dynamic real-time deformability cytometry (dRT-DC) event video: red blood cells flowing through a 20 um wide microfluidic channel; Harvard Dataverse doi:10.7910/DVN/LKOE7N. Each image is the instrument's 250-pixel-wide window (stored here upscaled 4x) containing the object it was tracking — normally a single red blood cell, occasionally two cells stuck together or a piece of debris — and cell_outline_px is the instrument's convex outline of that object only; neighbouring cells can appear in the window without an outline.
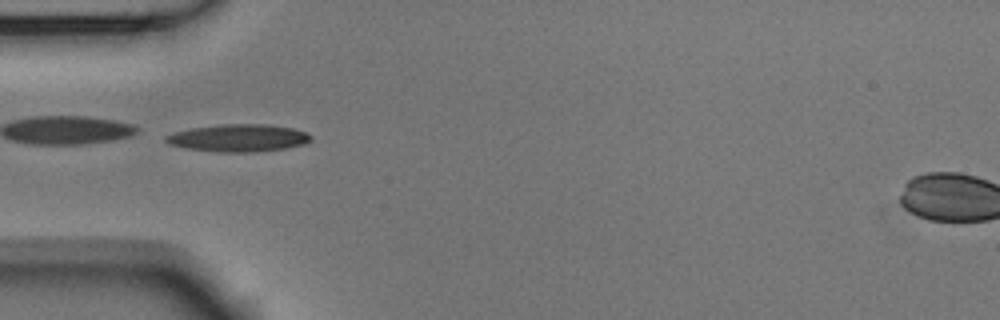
{"species": "Egyptian fruit bat (a non-hibernating species)", "species_latin": "Rousettus aegyptiacus", "temperature_condition": "room temperature", "stored_images_in_passage": 8, "camera_frame_rate_fps": 3000, "um_per_image_px": 0.085, "animal": {"sex": "male"}, "frame": {"image": 1, "passage_image": 4, "time_ms": 1.0, "image_size_px": [1000, 320], "cell_outline_px": [[312, 140], [304, 144], [284, 148], [252, 152], [220, 152], [188, 148], [168, 144], [164, 140], [164, 136], [188, 128], [224, 124], [268, 124], [292, 128], [304, 132], [312, 136]], "centroid_in_image_um": [20.25, 11.72], "position_along_channel_um": 64.7, "area_um2": 23.06}}
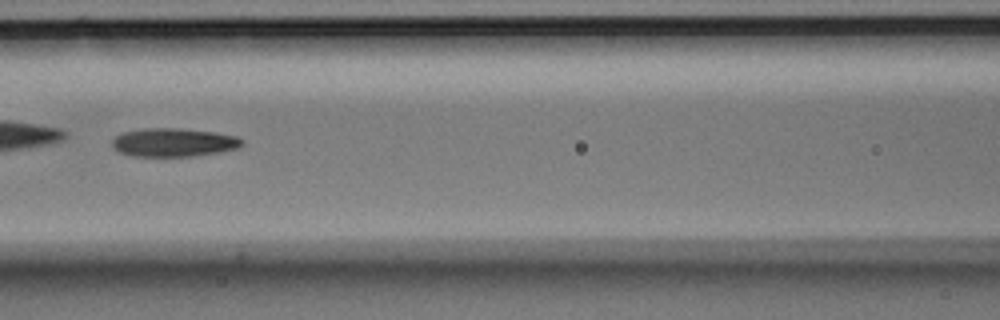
{"frame": {"image": 2, "passage_image": 6, "time_ms": 1.667, "image_size_px": [1000, 320], "cell_outline_px": [[244, 144], [236, 148], [220, 152], [192, 156], [132, 156], [120, 152], [112, 144], [112, 140], [120, 132], [144, 128], [180, 128], [216, 132], [240, 136], [244, 140]], "centroid_in_image_um": [14.8, 12.09], "position_along_channel_um": 151.8, "area_um2": 21.73}}
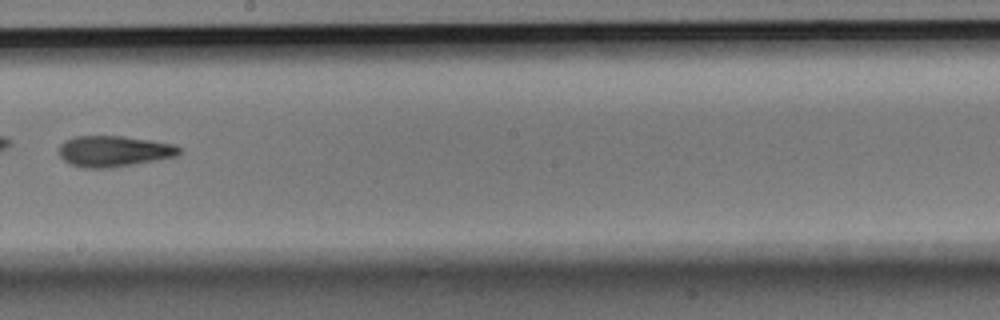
{"frame": {"image": 3, "passage_image": 8, "time_ms": 2.333, "image_size_px": [1000, 320], "cell_outline_px": [[180, 152], [176, 156], [156, 160], [108, 168], [84, 168], [72, 164], [64, 160], [60, 156], [60, 144], [64, 140], [76, 136], [124, 136], [152, 140], [176, 144], [180, 148]], "centroid_in_image_um": [9.69, 12.84], "position_along_channel_um": 238.5, "area_um2": 21.62}}